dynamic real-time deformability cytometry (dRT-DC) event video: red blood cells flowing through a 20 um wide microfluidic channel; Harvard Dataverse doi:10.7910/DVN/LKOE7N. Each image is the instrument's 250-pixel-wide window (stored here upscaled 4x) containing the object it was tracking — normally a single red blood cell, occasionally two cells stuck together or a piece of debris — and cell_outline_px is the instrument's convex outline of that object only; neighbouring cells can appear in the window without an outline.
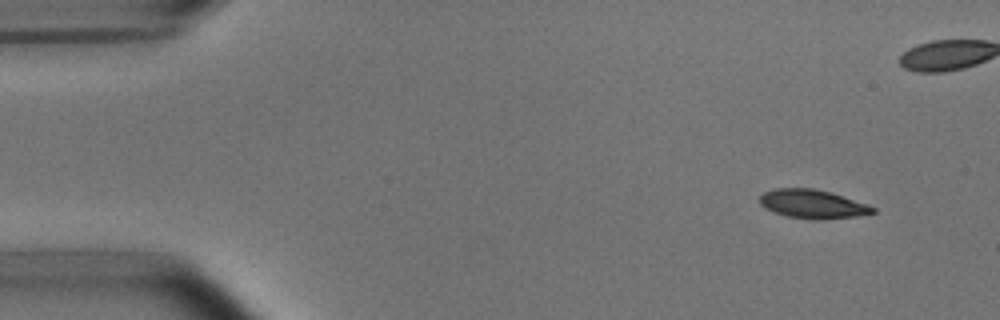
{"species": "common noctule bat (a hibernating species)", "species_latin": "Nyctalus noctula", "temperature_condition": "room temperature", "stored_images_in_passage": 5, "camera_frame_rate_fps": 3000, "um_per_image_px": 0.085, "animal": {"sex": "male", "body_mass_g": 15.6}, "frame": {"image": 1, "passage_image": 1, "time_ms": 0.0, "image_size_px": [1000, 320], "cell_outline_px": [[876, 212], [856, 216], [824, 220], [816, 220], [788, 216], [776, 212], [760, 204], [760, 196], [764, 192], [776, 188], [812, 188], [832, 192], [868, 204], [876, 208]], "centroid_in_image_um": [69.13, 17.34], "position_along_channel_um": 15.9, "area_um2": 18.9}}
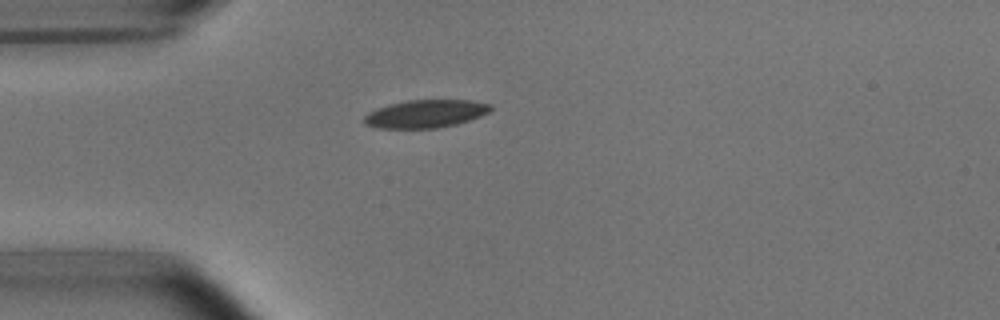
{"frame": {"image": 2, "passage_image": 5, "time_ms": 5.0, "image_size_px": [1000, 320], "cell_outline_px": [[492, 108], [488, 112], [480, 116], [456, 124], [436, 128], [380, 128], [364, 124], [364, 116], [368, 112], [392, 104], [408, 100], [468, 100], [492, 104]], "centroid_in_image_um": [36.19, 9.67], "position_along_channel_um": 48.8, "area_um2": 20.29}}